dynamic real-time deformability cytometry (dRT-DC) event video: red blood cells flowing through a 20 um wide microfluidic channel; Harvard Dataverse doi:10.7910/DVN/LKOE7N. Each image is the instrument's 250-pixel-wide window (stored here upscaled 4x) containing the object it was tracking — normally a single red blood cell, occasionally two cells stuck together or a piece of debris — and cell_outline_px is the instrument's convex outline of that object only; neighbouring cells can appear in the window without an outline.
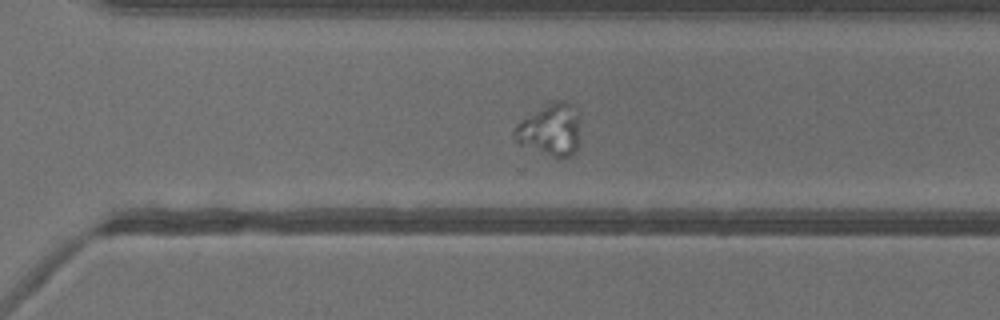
{"species": "common noctule bat (a hibernating species)", "species_latin": "Nyctalus noctula", "temperature_condition": "warm", "stored_images_in_passage": 53, "segment_of_instrument_passage": [2, 2], "camera_frame_rate_fps": 3000, "um_per_image_px": 0.085, "animal": {"sex": "female"}, "frame": {"image": 1, "passage_image": 37, "time_ms": 12.0, "image_size_px": [1000, 320], "cell_outline_px": [[580, 144], [576, 152], [572, 156], [560, 160], [556, 160], [516, 144], [512, 136], [512, 132], [516, 124], [520, 120], [552, 100], [564, 100], [580, 112]], "centroid_in_image_um": [46.79, 11.09], "position_along_channel_um": 323.8, "area_um2": 21.44}}
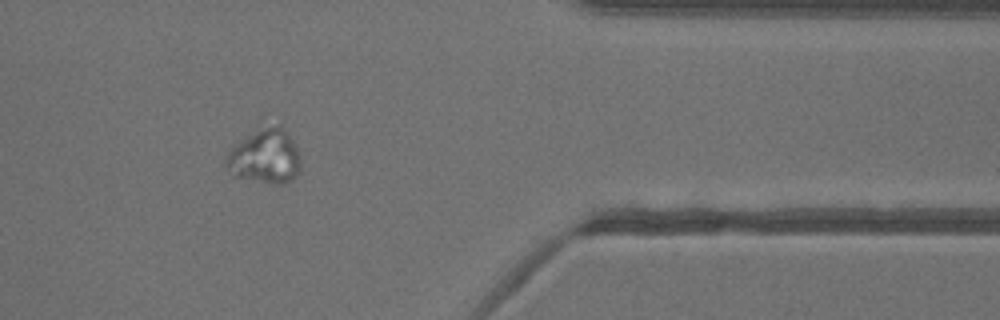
{"frame": {"image": 2, "passage_image": 44, "time_ms": 14.333, "image_size_px": [1000, 320], "cell_outline_px": [[300, 168], [296, 176], [280, 184], [272, 184], [232, 176], [224, 168], [228, 152], [236, 144], [248, 136], [256, 132], [280, 124], [288, 132], [300, 156]], "centroid_in_image_um": [22.51, 13.35], "position_along_channel_um": 388.9, "area_um2": 23.24}}